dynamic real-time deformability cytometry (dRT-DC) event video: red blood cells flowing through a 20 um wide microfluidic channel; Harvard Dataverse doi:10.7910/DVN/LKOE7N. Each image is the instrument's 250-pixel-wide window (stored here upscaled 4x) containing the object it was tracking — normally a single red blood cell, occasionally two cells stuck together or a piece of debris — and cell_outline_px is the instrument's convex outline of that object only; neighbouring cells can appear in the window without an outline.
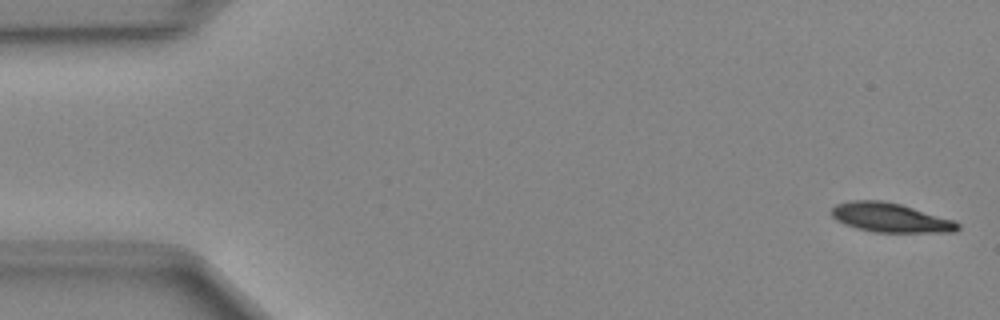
{"species": "Egyptian fruit bat (a non-hibernating species)", "species_latin": "Rousettus aegyptiacus", "temperature_condition": "cold", "stored_images_in_passage": 48, "camera_frame_rate_fps": 3000, "um_per_image_px": 0.085, "animal": {"sex": "female"}, "frame": {"image": 1, "passage_image": 1, "time_ms": 0.0, "image_size_px": [1000, 320], "cell_outline_px": [[960, 228], [956, 232], [876, 232], [856, 228], [844, 224], [836, 220], [832, 216], [832, 208], [836, 204], [848, 200], [884, 200], [900, 204], [956, 220], [960, 224]], "centroid_in_image_um": [75.7, 18.49], "position_along_channel_um": 9.3, "area_um2": 21.68}}
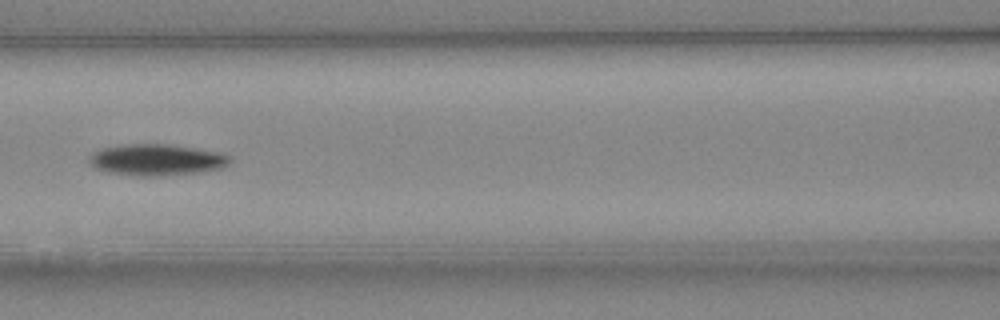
{"frame": {"image": 2, "passage_image": 21, "time_ms": 6.667, "image_size_px": [1000, 320], "cell_outline_px": [[232, 160], [228, 164], [220, 168], [200, 172], [160, 176], [136, 176], [108, 172], [92, 168], [88, 164], [88, 156], [92, 152], [100, 148], [128, 144], [168, 144], [216, 152], [228, 156]], "centroid_in_image_um": [13.2, 13.59], "position_along_channel_um": 153.4, "area_um2": 25.78}}
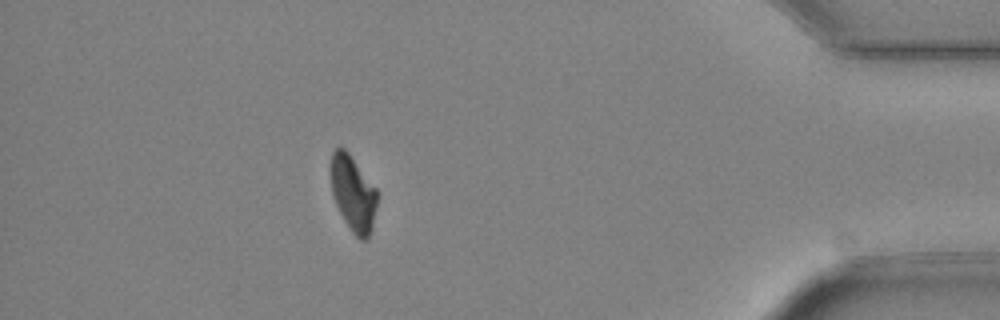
{"frame": {"image": 3, "passage_image": 43, "time_ms": 14.0, "image_size_px": [1000, 320], "cell_outline_px": [[380, 196], [372, 228], [368, 240], [360, 240], [352, 232], [344, 220], [336, 204], [332, 192], [328, 168], [328, 164], [332, 152], [336, 148], [344, 148], [348, 152], [380, 192]], "centroid_in_image_um": [30.02, 16.43], "position_along_channel_um": 405.2, "area_um2": 21.21}}